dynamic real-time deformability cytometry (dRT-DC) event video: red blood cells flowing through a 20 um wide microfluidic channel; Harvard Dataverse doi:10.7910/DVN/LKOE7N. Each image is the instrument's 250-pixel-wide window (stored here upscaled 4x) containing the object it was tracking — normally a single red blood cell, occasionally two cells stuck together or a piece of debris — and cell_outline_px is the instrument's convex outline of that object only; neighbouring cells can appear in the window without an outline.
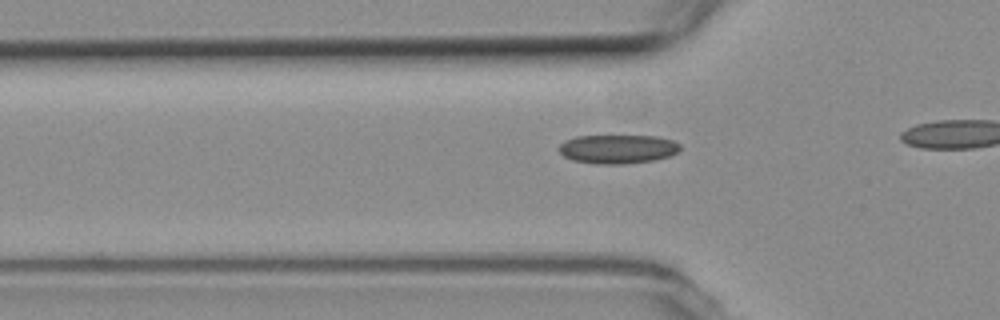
{"species": "common noctule bat (a hibernating species)", "species_latin": "Nyctalus noctula", "temperature_condition": "room temperature", "stored_images_in_passage": 9, "camera_frame_rate_fps": 3000, "um_per_image_px": 0.085, "animal": {"sex": "female", "body_mass_g": 19.3, "forearm_length_mm": 54.1}, "frame": {"image": 1, "passage_image": 4, "time_ms": 1.0, "image_size_px": [1000, 320], "cell_outline_px": [[680, 148], [676, 152], [668, 156], [652, 160], [624, 164], [596, 164], [572, 160], [564, 156], [560, 152], [560, 144], [564, 140], [576, 136], [656, 136], [672, 140], [680, 144]], "centroid_in_image_um": [52.48, 12.66], "position_along_channel_um": 73.3, "area_um2": 20.29}}
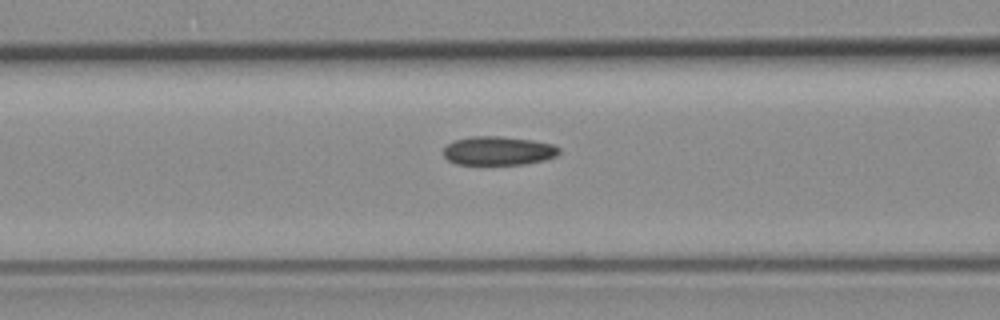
{"frame": {"image": 2, "passage_image": 8, "time_ms": 2.333, "image_size_px": [1000, 320], "cell_outline_px": [[560, 152], [556, 156], [544, 160], [524, 164], [456, 164], [448, 160], [444, 156], [444, 148], [448, 144], [456, 140], [468, 136], [500, 136], [532, 140], [552, 144], [560, 148]], "centroid_in_image_um": [42.36, 12.81], "position_along_channel_um": 124.2, "area_um2": 19.36}}